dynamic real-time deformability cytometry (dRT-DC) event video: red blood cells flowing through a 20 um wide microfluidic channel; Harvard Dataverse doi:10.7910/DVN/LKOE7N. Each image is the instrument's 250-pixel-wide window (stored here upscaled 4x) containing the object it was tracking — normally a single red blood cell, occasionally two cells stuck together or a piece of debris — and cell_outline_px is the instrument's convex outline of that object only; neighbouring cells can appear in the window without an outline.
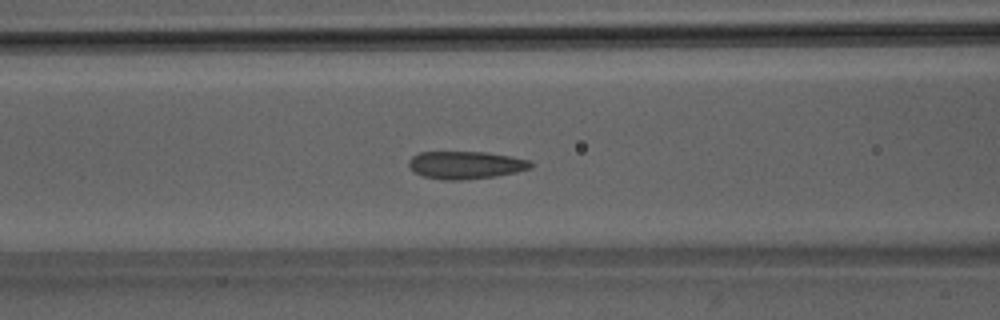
{"species": "Egyptian fruit bat (a non-hibernating species)", "species_latin": "Rousettus aegyptiacus", "temperature_condition": "room temperature", "stored_images_in_passage": 51, "camera_frame_rate_fps": 3000, "um_per_image_px": 0.085, "animal": {"sex": "male"}, "frame": {"image": 1, "passage_image": 21, "time_ms": 6.667, "image_size_px": [1000, 320], "cell_outline_px": [[536, 164], [532, 168], [516, 172], [496, 176], [460, 180], [444, 180], [424, 176], [416, 172], [408, 164], [408, 160], [412, 156], [420, 152], [484, 152], [532, 160]], "centroid_in_image_um": [39.64, 14.02], "position_along_channel_um": 127.0, "area_um2": 19.65}}
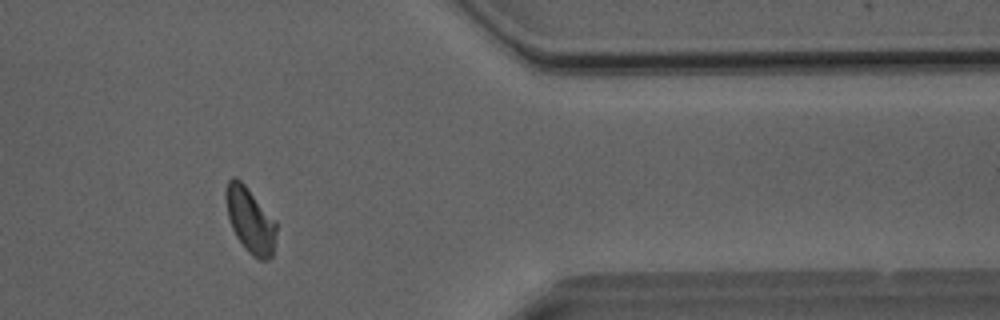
{"frame": {"image": 2, "passage_image": 42, "time_ms": 13.667, "image_size_px": [1000, 320], "cell_outline_px": [[276, 232], [272, 256], [268, 260], [260, 260], [252, 256], [244, 248], [236, 236], [232, 228], [228, 216], [224, 196], [228, 180], [232, 176], [236, 176], [248, 188], [276, 220]], "centroid_in_image_um": [21.26, 18.71], "position_along_channel_um": 390.1, "area_um2": 19.36}}
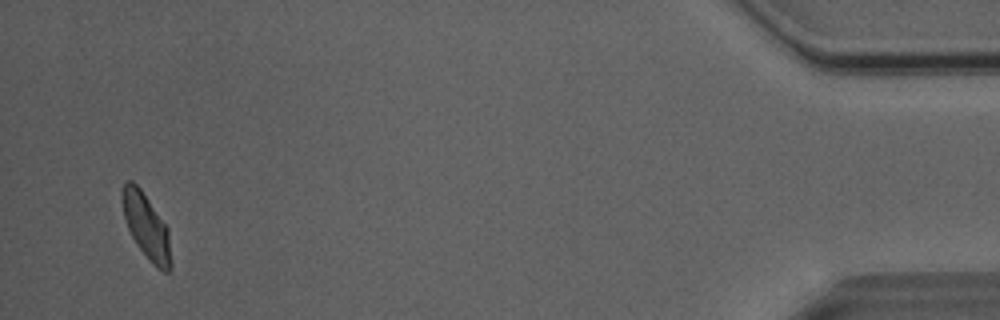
{"frame": {"image": 3, "passage_image": 49, "time_ms": 16.0, "image_size_px": [1000, 320], "cell_outline_px": [[172, 268], [168, 272], [164, 272], [156, 268], [152, 264], [136, 244], [128, 228], [124, 216], [120, 200], [120, 192], [124, 184], [128, 180], [132, 180], [140, 188], [168, 228], [172, 264]], "centroid_in_image_um": [12.43, 19.25], "position_along_channel_um": 422.8, "area_um2": 18.67}, "authors_computed_cell_mechanics": {"area_um2": 19.652, "velocity_mm_per_s": 4.0441, "shape_relaxation_time_tau1_ms": 4.5697, "shape_relaxation_time_tau2_ms": 0.9818, "deformation_change_tau1": 0.0912, "deformation_change_tau2": 0.0504}}